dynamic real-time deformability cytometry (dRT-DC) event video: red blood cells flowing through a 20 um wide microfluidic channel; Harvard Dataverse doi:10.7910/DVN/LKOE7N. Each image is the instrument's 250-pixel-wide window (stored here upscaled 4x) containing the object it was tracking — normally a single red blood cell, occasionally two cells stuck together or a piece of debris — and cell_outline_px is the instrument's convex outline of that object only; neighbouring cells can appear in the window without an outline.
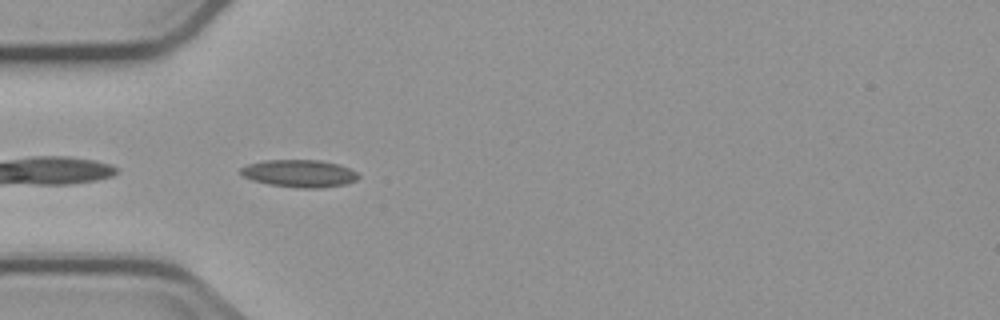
{"species": "common noctule bat (a hibernating species)", "species_latin": "Nyctalus noctula", "temperature_condition": "cold", "stored_images_in_passage": 5, "camera_frame_rate_fps": 3000, "um_per_image_px": 0.085, "animal": {"sex": "male", "body_mass_g": 23.1, "forearm_length_mm": 52.7}, "frame": {"image": 1, "passage_image": 4, "time_ms": 3.667, "image_size_px": [1000, 320], "cell_outline_px": [[360, 176], [356, 180], [344, 184], [320, 188], [304, 188], [268, 184], [252, 180], [244, 176], [240, 172], [240, 168], [248, 164], [264, 160], [320, 160], [340, 164], [356, 172]], "centroid_in_image_um": [25.45, 14.73], "position_along_channel_um": 59.6, "area_um2": 18.73}}
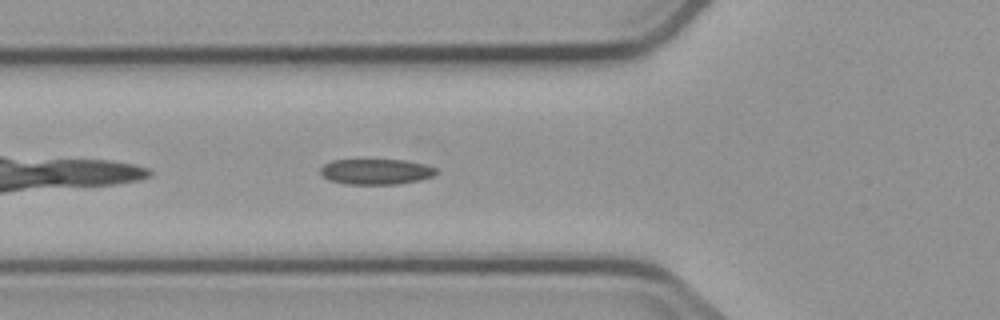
{"frame": {"image": 2, "passage_image": 5, "time_ms": 4.667, "image_size_px": [1000, 320], "cell_outline_px": [[440, 172], [432, 176], [420, 180], [396, 184], [344, 184], [328, 180], [320, 172], [320, 168], [324, 164], [332, 160], [404, 160], [424, 164], [436, 168]], "centroid_in_image_um": [31.96, 14.59], "position_along_channel_um": 93.8, "area_um2": 17.28}}